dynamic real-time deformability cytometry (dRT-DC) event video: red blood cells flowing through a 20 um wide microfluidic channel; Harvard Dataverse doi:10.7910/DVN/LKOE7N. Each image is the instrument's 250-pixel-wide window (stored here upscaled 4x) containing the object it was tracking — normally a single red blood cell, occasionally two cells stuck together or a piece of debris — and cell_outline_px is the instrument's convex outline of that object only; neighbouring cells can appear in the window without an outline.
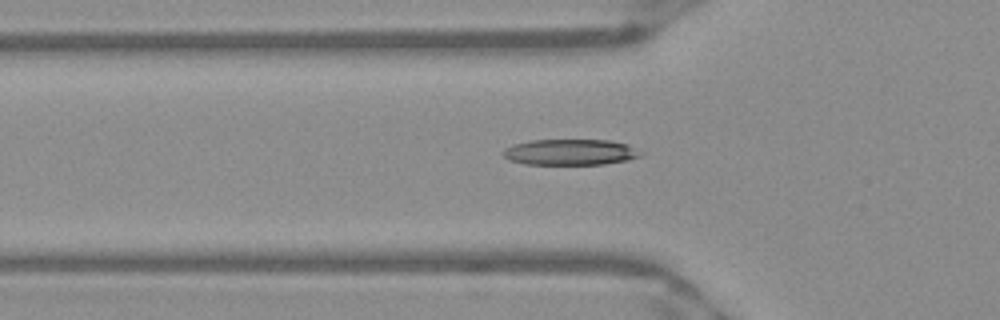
{"species": "Egyptian fruit bat (a non-hibernating species)", "species_latin": "Rousettus aegyptiacus", "temperature_condition": "warm", "stored_images_in_passage": 44, "camera_frame_rate_fps": 3000, "um_per_image_px": 0.085, "frame": {"image": 1, "passage_image": 16, "time_ms": 5.0, "image_size_px": [1000, 320], "cell_outline_px": [[644, 152], [640, 156], [628, 160], [604, 164], [524, 164], [508, 160], [504, 156], [504, 148], [512, 144], [532, 140], [612, 140], [628, 144]], "centroid_in_image_um": [48.5, 12.93], "position_along_channel_um": 77.3, "area_um2": 20.92}}
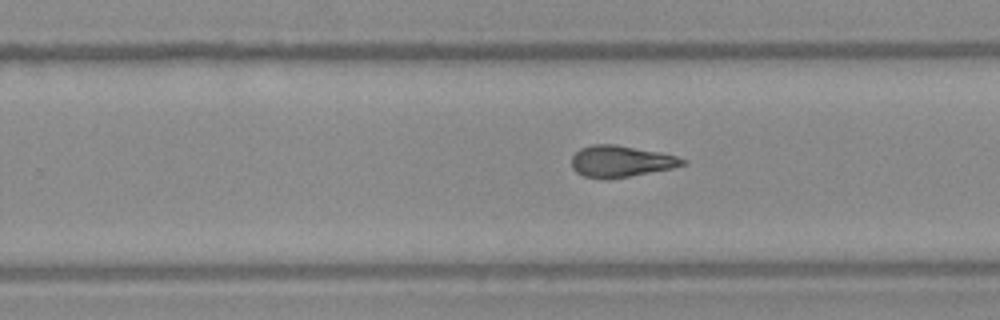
{"frame": {"image": 2, "passage_image": 31, "time_ms": 10.0, "image_size_px": [1000, 320], "cell_outline_px": [[688, 164], [672, 168], [608, 180], [604, 180], [584, 176], [576, 172], [572, 168], [572, 156], [580, 148], [592, 144], [616, 144], [660, 152], [676, 156], [688, 160]], "centroid_in_image_um": [52.77, 13.71], "position_along_channel_um": 277.0, "area_um2": 20.58}}
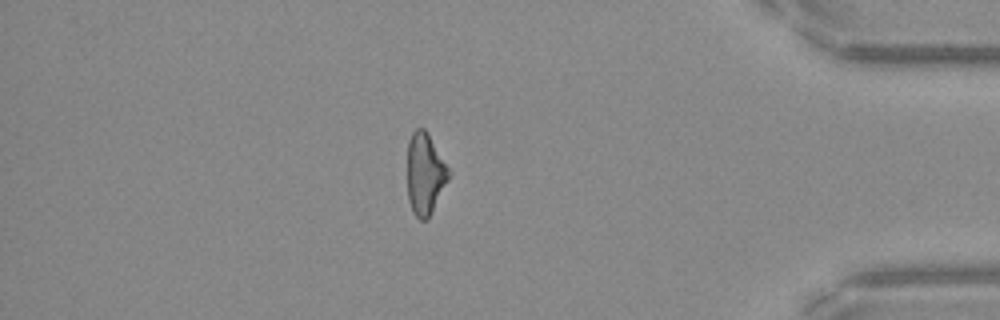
{"frame": {"image": 3, "passage_image": 43, "time_ms": 14.0, "image_size_px": [1000, 320], "cell_outline_px": [[452, 172], [428, 220], [420, 220], [412, 212], [408, 200], [408, 140], [412, 132], [416, 128], [424, 128], [428, 132]], "centroid_in_image_um": [36.14, 14.77], "position_along_channel_um": 399.1, "area_um2": 19.94}}